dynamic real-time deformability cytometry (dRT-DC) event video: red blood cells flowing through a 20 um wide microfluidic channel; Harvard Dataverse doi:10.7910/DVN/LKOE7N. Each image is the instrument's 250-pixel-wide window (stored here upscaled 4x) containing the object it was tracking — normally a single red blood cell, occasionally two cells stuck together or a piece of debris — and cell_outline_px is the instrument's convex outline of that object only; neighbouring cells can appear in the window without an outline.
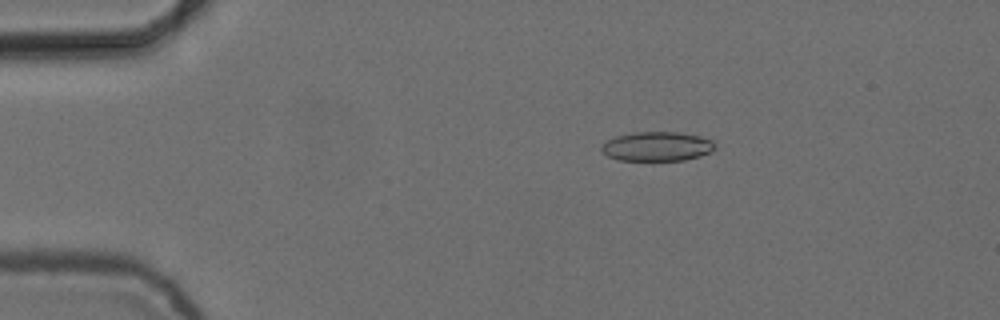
{"species": "common noctule bat (a hibernating species)", "species_latin": "Nyctalus noctula", "temperature_condition": "cold", "stored_images_in_passage": 6, "camera_frame_rate_fps": 3000, "um_per_image_px": 0.085, "animal": {"sex": "female", "body_mass_g": 24.6, "forearm_length_mm": 56.2}, "frame": {"image": 1, "passage_image": 3, "time_ms": 0.667, "image_size_px": [1000, 320], "cell_outline_px": [[716, 148], [712, 152], [700, 156], [684, 160], [620, 160], [608, 156], [600, 148], [608, 140], [616, 136], [636, 132], [676, 132], [700, 136], [712, 140], [716, 144]], "centroid_in_image_um": [55.9, 12.44], "position_along_channel_um": 29.1, "area_um2": 19.31}}
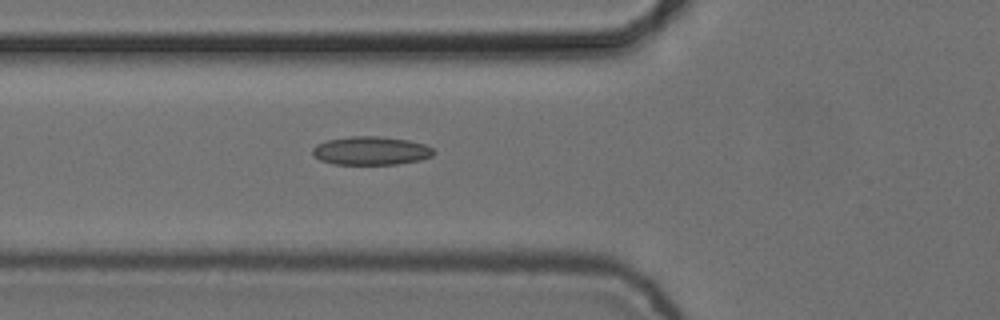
{"frame": {"image": 2, "passage_image": 6, "time_ms": 1.667, "image_size_px": [1000, 320], "cell_outline_px": [[436, 152], [432, 156], [420, 160], [396, 164], [332, 164], [320, 160], [312, 156], [312, 148], [316, 144], [328, 140], [352, 136], [380, 136], [408, 140], [424, 144], [432, 148]], "centroid_in_image_um": [31.51, 12.81], "position_along_channel_um": 94.3, "area_um2": 20.17}}